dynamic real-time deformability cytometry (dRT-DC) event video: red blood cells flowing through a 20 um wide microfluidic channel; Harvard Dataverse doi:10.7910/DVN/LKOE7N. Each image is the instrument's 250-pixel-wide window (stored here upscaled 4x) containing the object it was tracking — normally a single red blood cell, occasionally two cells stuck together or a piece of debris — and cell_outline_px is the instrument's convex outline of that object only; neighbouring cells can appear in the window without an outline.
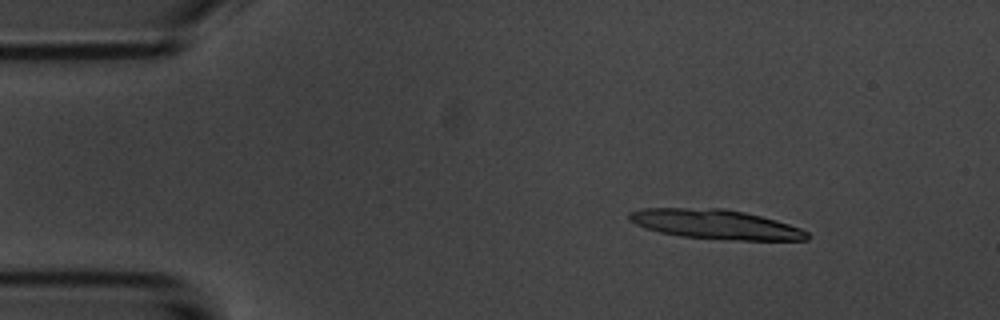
{"species": "common noctule bat (a hibernating species)", "species_latin": "Nyctalus noctula", "temperature_condition": "room temperature", "stored_images_in_passage": 6, "camera_frame_rate_fps": 3000, "um_per_image_px": 0.085, "animal": {"sex": "male", "body_mass_g": 20.1, "forearm_length_mm": 53.5}, "frame": {"image": 1, "passage_image": 1, "time_ms": 0.0, "image_size_px": [1000, 320], "cell_outline_px": [[808, 240], [728, 240], [680, 236], [660, 232], [636, 224], [628, 220], [628, 212], [640, 208], [724, 208], [744, 212], [776, 220], [800, 228], [808, 232]], "centroid_in_image_um": [60.8, 19.06], "position_along_channel_um": 24.2, "area_um2": 30.58}}
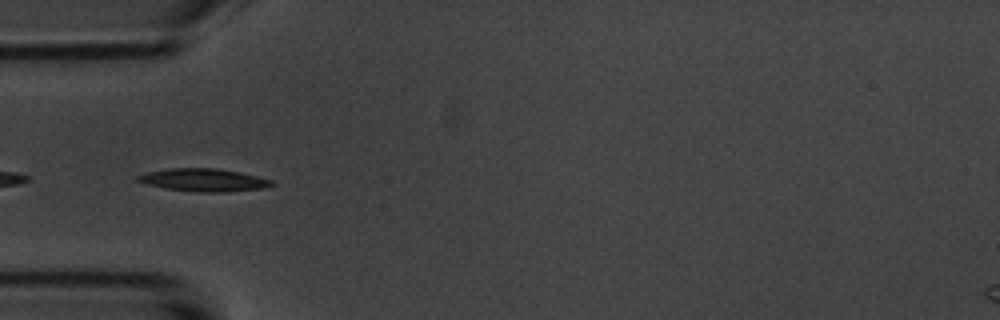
{"frame": {"image": 2, "passage_image": 4, "time_ms": 3.333, "image_size_px": [1000, 320], "cell_outline_px": [[276, 184], [264, 188], [224, 192], [196, 192], [164, 188], [144, 184], [136, 180], [136, 176], [148, 172], [168, 168], [216, 168], [240, 172], [272, 180]], "centroid_in_image_um": [17.29, 15.3], "position_along_channel_um": 67.7, "area_um2": 17.86}}
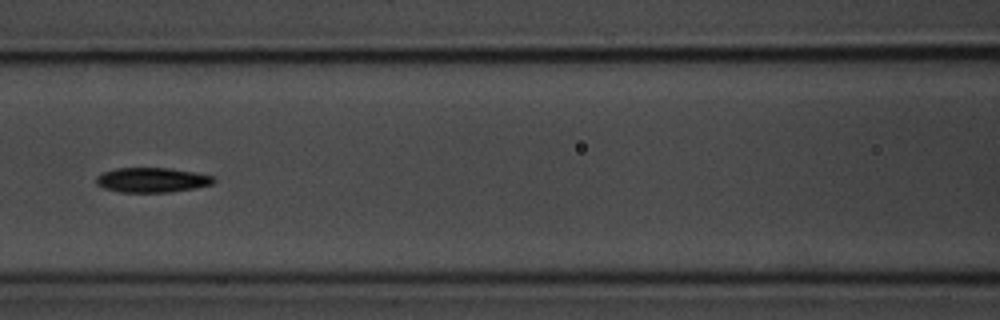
{"frame": {"image": 3, "passage_image": 6, "time_ms": 5.667, "image_size_px": [1000, 320], "cell_outline_px": [[216, 180], [212, 184], [196, 188], [168, 192], [120, 192], [104, 188], [96, 184], [96, 176], [104, 172], [116, 168], [172, 168], [216, 176]], "centroid_in_image_um": [12.95, 15.29], "position_along_channel_um": 153.7, "area_um2": 17.05}}